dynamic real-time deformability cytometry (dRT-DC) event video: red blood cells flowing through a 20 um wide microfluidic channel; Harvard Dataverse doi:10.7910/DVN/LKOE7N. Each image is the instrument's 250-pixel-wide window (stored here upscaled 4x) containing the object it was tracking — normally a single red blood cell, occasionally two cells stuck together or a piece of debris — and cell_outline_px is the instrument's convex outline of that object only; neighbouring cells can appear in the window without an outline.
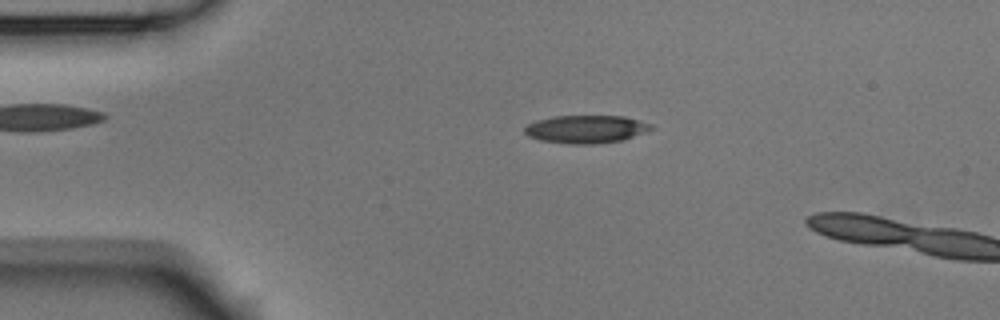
{"species": "Egyptian fruit bat (a non-hibernating species)", "species_latin": "Rousettus aegyptiacus", "temperature_condition": "room temperature", "stored_images_in_passage": 6, "camera_frame_rate_fps": 3000, "um_per_image_px": 0.085, "animal": {"sex": "male"}, "frame": {"image": 1, "passage_image": 4, "time_ms": 1.0, "image_size_px": [1000, 320], "cell_outline_px": [[656, 128], [624, 140], [600, 144], [568, 144], [540, 140], [528, 136], [524, 132], [524, 128], [528, 124], [536, 120], [556, 116], [624, 116], [640, 120], [652, 124]], "centroid_in_image_um": [49.85, 10.98], "position_along_channel_um": 35.1, "area_um2": 20.87}}